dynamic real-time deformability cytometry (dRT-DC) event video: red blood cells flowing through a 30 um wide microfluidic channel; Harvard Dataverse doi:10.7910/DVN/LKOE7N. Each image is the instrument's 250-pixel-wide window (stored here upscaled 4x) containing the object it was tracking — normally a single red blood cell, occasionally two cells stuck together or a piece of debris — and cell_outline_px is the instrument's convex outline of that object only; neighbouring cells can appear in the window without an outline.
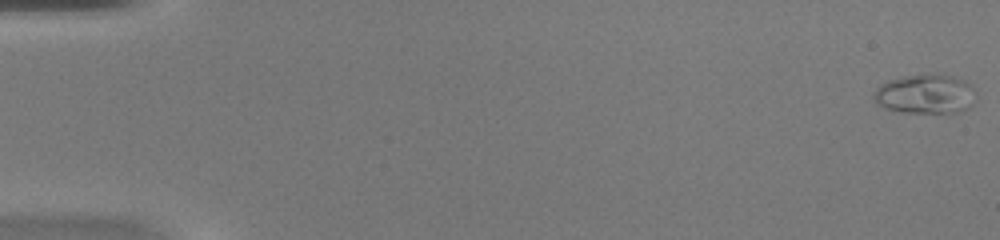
{"species": "common noctule bat (a hibernating species)", "species_latin": "Nyctalus noctula", "temperature_condition": "warm", "stored_images_in_passage": 50, "camera_frame_rate_fps": 3000, "um_per_image_px": 0.085, "animal": {"sex": "female", "body_mass_g": 20.0, "forearm_length_mm": 54.0}, "frame": {"image": 1, "passage_image": 1, "time_ms": 0.0, "image_size_px": [1000, 240], "cell_outline_px": [[976, 100], [968, 108], [960, 112], [900, 112], [884, 108], [876, 104], [872, 96], [876, 88], [880, 84], [888, 80], [904, 76], [952, 76], [964, 80], [972, 84], [976, 92]], "centroid_in_image_um": [78.66, 8.02], "position_along_channel_um": 6.3, "area_um2": 23.35}}
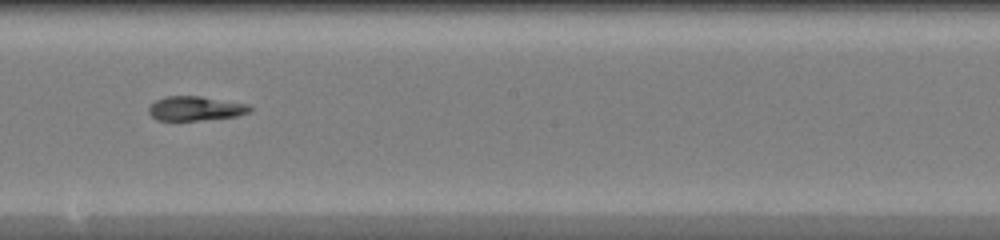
{"frame": {"image": 2, "passage_image": 29, "time_ms": 9.333, "image_size_px": [1000, 240], "cell_outline_px": [[252, 112], [236, 116], [196, 120], [156, 120], [148, 112], [148, 108], [156, 100], [164, 96], [200, 96], [248, 104], [252, 108]], "centroid_in_image_um": [16.62, 9.21], "position_along_channel_um": 231.6, "area_um2": 14.28}}
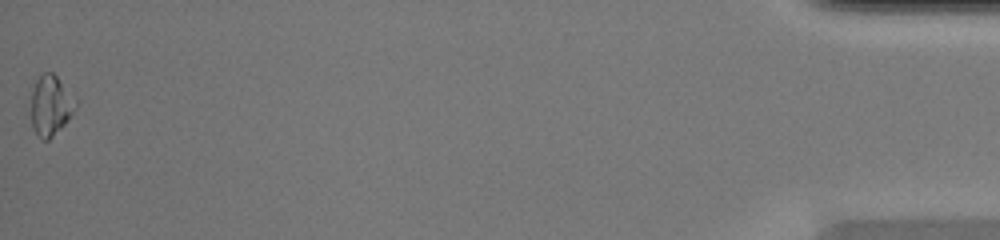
{"frame": {"image": 3, "passage_image": 50, "time_ms": 16.333, "image_size_px": [1000, 240], "cell_outline_px": [[80, 100], [76, 108], [68, 120], [48, 140], [44, 140], [32, 128], [32, 88], [36, 80], [44, 72], [52, 72]], "centroid_in_image_um": [4.36, 8.92], "position_along_channel_um": 430.8, "area_um2": 15.66}, "authors_computed_cell_mechanics": {"area_um2": 15.1725, "velocity_mm_per_s": 4.2024, "shape_relaxation_time_tau1_ms": null, "shape_relaxation_time_tau2_ms": 1.7456, "deformation_change_tau1": null, "deformation_change_tau2": 0.0829}}